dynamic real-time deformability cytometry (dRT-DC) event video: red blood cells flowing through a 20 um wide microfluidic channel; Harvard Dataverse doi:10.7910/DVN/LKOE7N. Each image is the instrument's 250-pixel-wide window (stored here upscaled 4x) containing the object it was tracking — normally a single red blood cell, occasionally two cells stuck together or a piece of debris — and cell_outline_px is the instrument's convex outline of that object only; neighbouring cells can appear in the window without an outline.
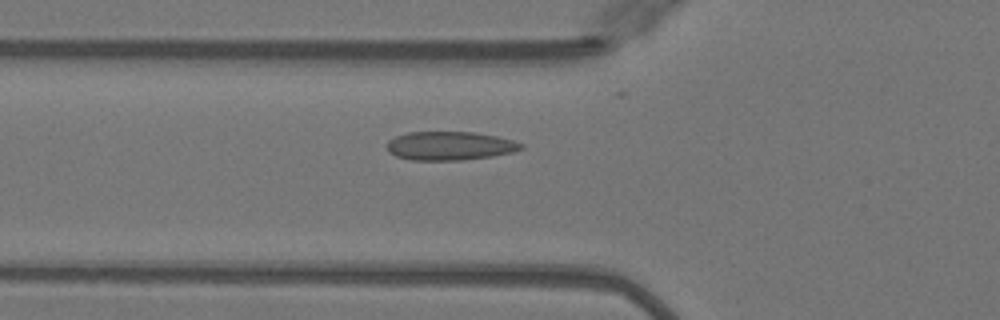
{"species": "Egyptian fruit bat (a non-hibernating species)", "species_latin": "Rousettus aegyptiacus", "temperature_condition": "warm", "stored_images_in_passage": 34, "camera_frame_rate_fps": 3000, "um_per_image_px": 0.085, "animal": {"sex": "female"}, "frame": {"image": 1, "passage_image": 2, "time_ms": 0.333, "image_size_px": [1000, 320], "cell_outline_px": [[524, 148], [512, 152], [492, 156], [464, 160], [412, 160], [396, 156], [388, 152], [388, 140], [396, 136], [408, 132], [472, 132], [496, 136], [512, 140], [524, 144]], "centroid_in_image_um": [38.24, 12.4], "position_along_channel_um": 87.6, "area_um2": 22.37}}
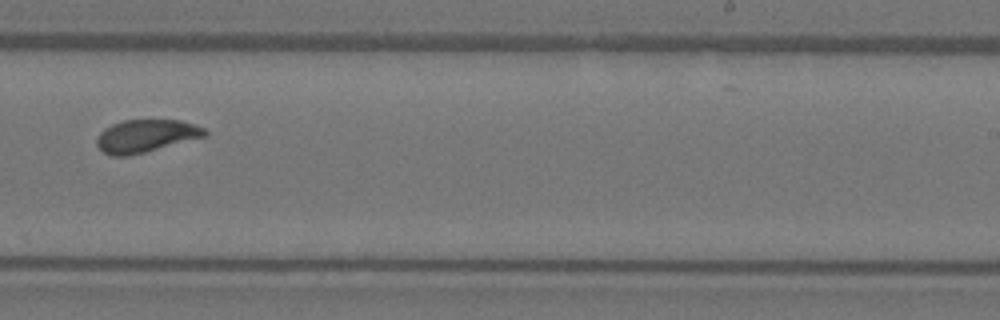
{"frame": {"image": 2, "passage_image": 16, "time_ms": 5.0, "image_size_px": [1000, 320], "cell_outline_px": [[208, 136], [128, 156], [112, 156], [104, 152], [96, 144], [96, 136], [104, 128], [112, 124], [124, 120], [180, 120], [196, 124], [204, 128], [208, 132]], "centroid_in_image_um": [12.41, 11.55], "position_along_channel_um": 276.6, "area_um2": 20.69}}
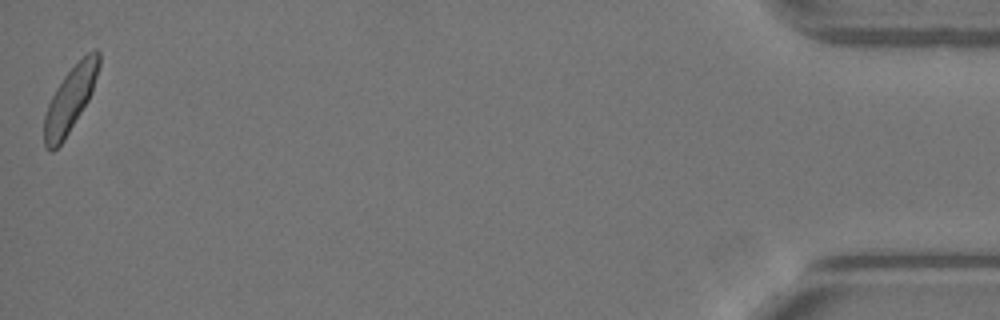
{"frame": {"image": 3, "passage_image": 34, "time_ms": 11.0, "image_size_px": [1000, 320], "cell_outline_px": [[100, 64], [92, 92], [88, 100], [64, 140], [52, 152], [48, 152], [44, 144], [44, 116], [48, 104], [56, 88], [64, 76], [88, 52], [96, 48], [100, 52]], "centroid_in_image_um": [5.96, 8.46], "position_along_channel_um": 429.2, "area_um2": 20.52}}